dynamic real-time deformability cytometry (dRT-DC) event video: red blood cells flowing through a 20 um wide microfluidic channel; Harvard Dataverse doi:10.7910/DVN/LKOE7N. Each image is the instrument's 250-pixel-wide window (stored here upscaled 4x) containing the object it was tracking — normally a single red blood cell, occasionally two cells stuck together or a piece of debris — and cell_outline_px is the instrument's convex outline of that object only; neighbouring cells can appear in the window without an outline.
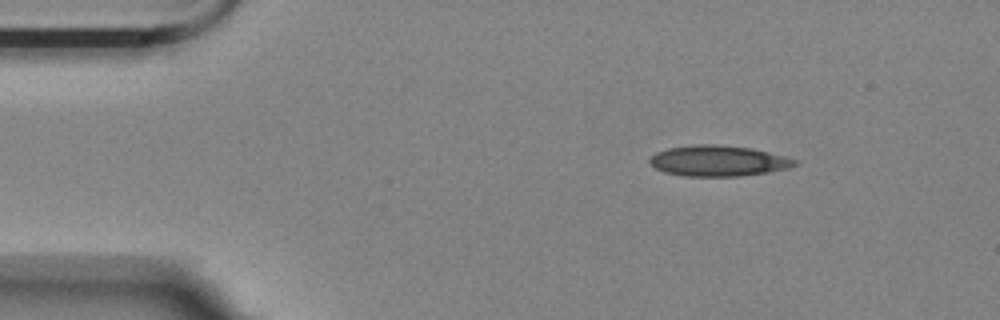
{"species": "Egyptian fruit bat (a non-hibernating species)", "species_latin": "Rousettus aegyptiacus", "temperature_condition": "room temperature", "stored_images_in_passage": 44, "camera_frame_rate_fps": 3000, "um_per_image_px": 0.085, "animal": {"sex": "female"}, "frame": {"image": 1, "passage_image": 1, "time_ms": 0.0, "image_size_px": [1000, 320], "cell_outline_px": [[800, 160], [796, 164], [788, 168], [768, 172], [740, 176], [684, 176], [664, 172], [656, 168], [648, 160], [656, 152], [668, 148], [696, 144], [716, 144], [752, 148]], "centroid_in_image_um": [61.06, 13.67], "position_along_channel_um": 23.9, "area_um2": 25.95}}
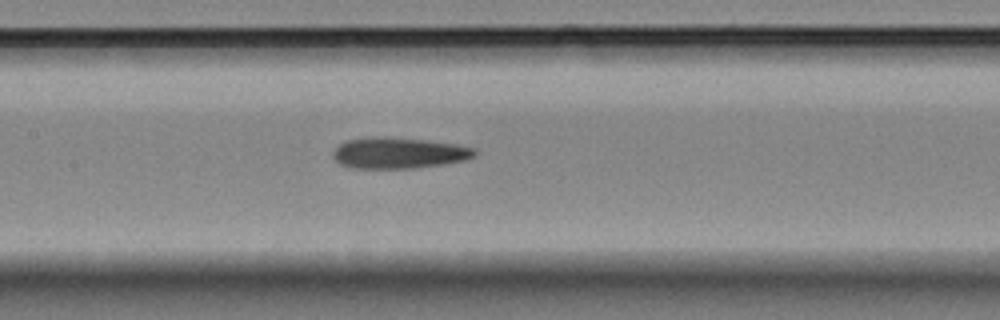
{"frame": {"image": 2, "passage_image": 19, "time_ms": 6.0, "image_size_px": [1000, 320], "cell_outline_px": [[476, 156], [464, 160], [444, 164], [416, 168], [352, 168], [340, 164], [332, 156], [332, 152], [340, 144], [348, 140], [368, 136], [388, 136], [428, 140], [456, 144], [476, 148]], "centroid_in_image_um": [33.9, 12.99], "position_along_channel_um": 173.5, "area_um2": 25.95}}
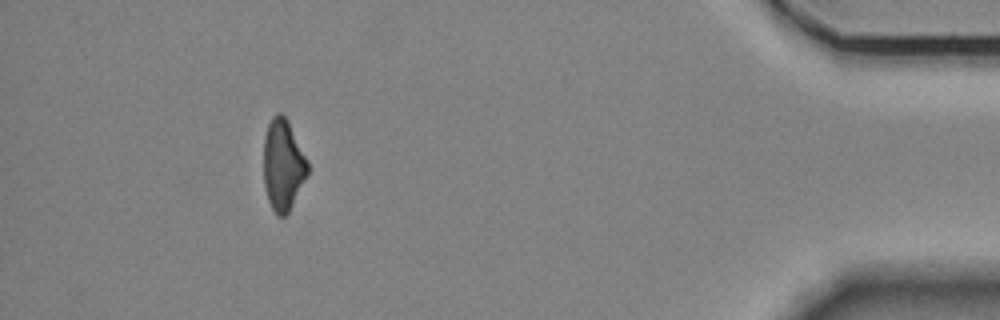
{"frame": {"image": 3, "passage_image": 44, "time_ms": 14.333, "image_size_px": [1000, 320], "cell_outline_px": [[308, 176], [288, 212], [284, 216], [276, 216], [268, 200], [264, 188], [264, 136], [268, 124], [272, 116], [276, 112], [280, 112], [288, 120], [308, 160]], "centroid_in_image_um": [24.06, 14.01], "position_along_channel_um": 411.1, "area_um2": 23.64}, "authors_computed_cell_mechanics": {"area_um2": 25.5187, "velocity_mm_per_s": 3.5462, "shape_relaxation_time_tau1_ms": null, "shape_relaxation_time_tau2_ms": 8.1988, "deformation_change_tau1": null, "deformation_change_tau2": 0.1999}}